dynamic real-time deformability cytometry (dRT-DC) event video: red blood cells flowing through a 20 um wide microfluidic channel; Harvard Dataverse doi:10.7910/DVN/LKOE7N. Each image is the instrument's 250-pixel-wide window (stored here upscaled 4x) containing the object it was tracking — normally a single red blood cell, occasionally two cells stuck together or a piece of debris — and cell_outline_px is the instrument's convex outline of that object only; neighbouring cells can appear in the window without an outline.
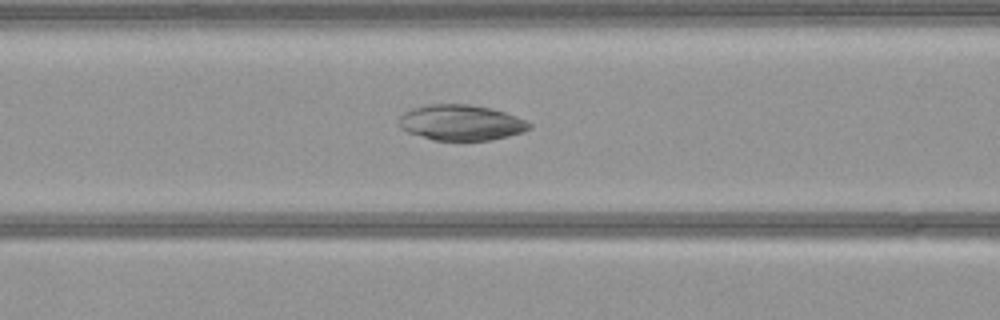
{"species": "common noctule bat (a hibernating species)", "species_latin": "Nyctalus noctula", "temperature_condition": "warm", "stored_images_in_passage": 51, "camera_frame_rate_fps": 3000, "um_per_image_px": 0.085, "animal": {"sex": "female", "body_mass_g": 21.9}, "frame": {"image": 1, "passage_image": 20, "time_ms": 6.333, "image_size_px": [1000, 320], "cell_outline_px": [[532, 128], [524, 132], [492, 140], [432, 140], [408, 132], [400, 128], [400, 116], [404, 112], [412, 108], [428, 104], [472, 104], [492, 108], [528, 120], [532, 124]], "centroid_in_image_um": [39.23, 10.42], "position_along_channel_um": 127.4, "area_um2": 27.28}}
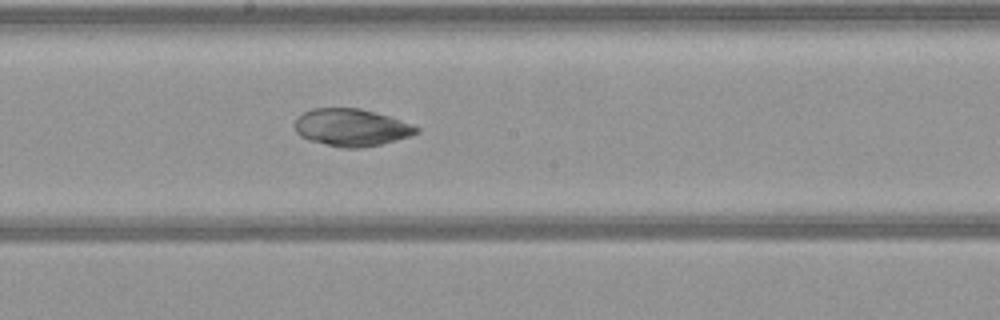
{"frame": {"image": 2, "passage_image": 27, "time_ms": 8.667, "image_size_px": [1000, 320], "cell_outline_px": [[420, 132], [412, 136], [380, 144], [360, 148], [340, 148], [308, 140], [300, 136], [296, 132], [292, 124], [296, 116], [312, 108], [360, 108], [388, 116], [420, 128]], "centroid_in_image_um": [29.81, 10.84], "position_along_channel_um": 218.4, "area_um2": 26.7}}
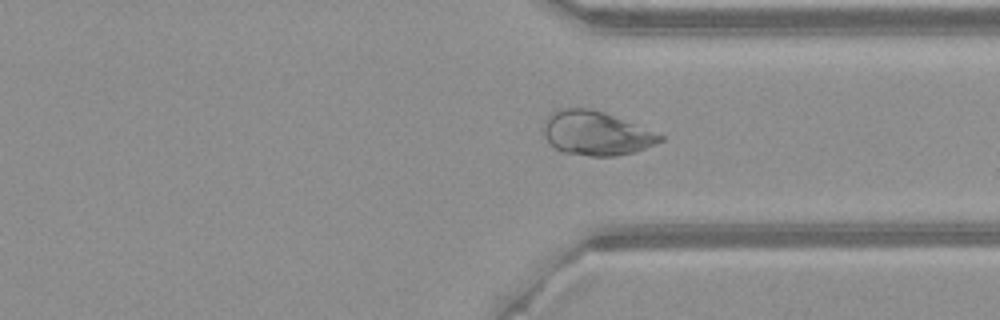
{"frame": {"image": 3, "passage_image": 38, "time_ms": 12.333, "image_size_px": [1000, 320], "cell_outline_px": [[664, 140], [656, 144], [632, 152], [616, 156], [592, 156], [564, 152], [556, 148], [544, 136], [544, 120], [556, 108], [588, 108], [604, 112], [664, 136]], "centroid_in_image_um": [50.64, 11.32], "position_along_channel_um": 360.8, "area_um2": 29.54}}